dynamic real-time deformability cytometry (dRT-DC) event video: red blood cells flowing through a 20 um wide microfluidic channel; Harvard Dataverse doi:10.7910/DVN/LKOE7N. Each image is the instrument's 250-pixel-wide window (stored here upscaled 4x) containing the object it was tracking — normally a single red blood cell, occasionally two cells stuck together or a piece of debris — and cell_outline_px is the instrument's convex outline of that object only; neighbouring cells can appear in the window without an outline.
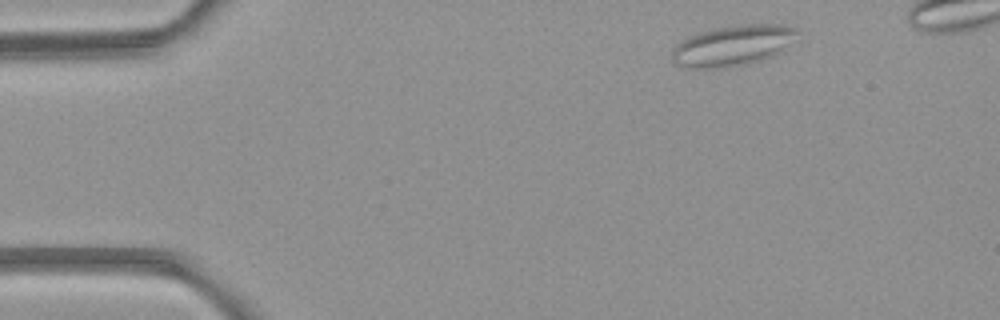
{"species": "common noctule bat (a hibernating species)", "species_latin": "Nyctalus noctula", "temperature_condition": "room temperature", "stored_images_in_passage": 4, "camera_frame_rate_fps": 3000, "um_per_image_px": 0.085, "animal": {"sex": "female", "body_mass_g": 21.9}, "frame": {"image": 1, "passage_image": 1, "time_ms": 0.0, "image_size_px": [1000, 320], "cell_outline_px": [[800, 32], [772, 56], [760, 60], [720, 68], [684, 68], [672, 64], [672, 52], [676, 44], [688, 36], [700, 32], [716, 28], [744, 24], [784, 24], [796, 28]], "centroid_in_image_um": [62.2, 3.87], "position_along_channel_um": 22.8, "area_um2": 29.25}}